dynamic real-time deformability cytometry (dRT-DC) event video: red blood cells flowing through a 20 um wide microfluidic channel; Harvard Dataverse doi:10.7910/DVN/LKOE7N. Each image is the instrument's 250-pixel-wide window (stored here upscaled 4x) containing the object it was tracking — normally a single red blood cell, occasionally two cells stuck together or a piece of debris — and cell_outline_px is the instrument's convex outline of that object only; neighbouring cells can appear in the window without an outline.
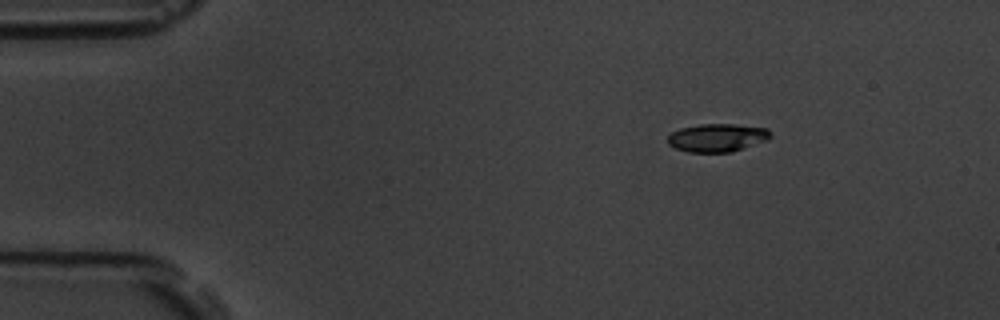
{"species": "common noctule bat (a hibernating species)", "species_latin": "Nyctalus noctula", "temperature_condition": "room temperature", "stored_images_in_passage": 48, "camera_frame_rate_fps": 3000, "um_per_image_px": 0.085, "animal": {"sex": "male", "body_mass_g": 19.5, "forearm_length_mm": 54.6}, "frame": {"image": 1, "passage_image": 1, "time_ms": 0.0, "image_size_px": [1000, 320], "cell_outline_px": [[772, 136], [768, 140], [732, 152], [688, 152], [676, 148], [668, 144], [668, 136], [672, 132], [680, 128], [700, 124], [736, 124], [768, 128], [772, 132]], "centroid_in_image_um": [61.0, 11.7], "position_along_channel_um": 24.0, "area_um2": 16.99}}
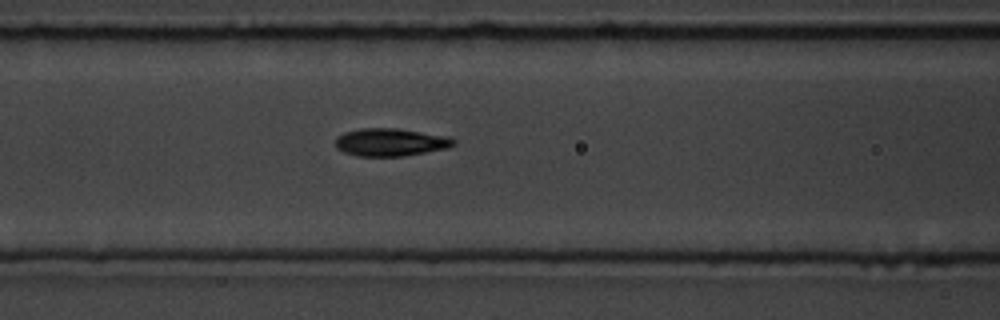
{"frame": {"image": 2, "passage_image": 16, "time_ms": 5.0, "image_size_px": [1000, 320], "cell_outline_px": [[456, 144], [448, 148], [404, 156], [356, 156], [344, 152], [336, 148], [336, 136], [344, 132], [360, 128], [396, 128], [448, 136], [456, 140]], "centroid_in_image_um": [33.19, 12.08], "position_along_channel_um": 133.4, "area_um2": 19.25}}
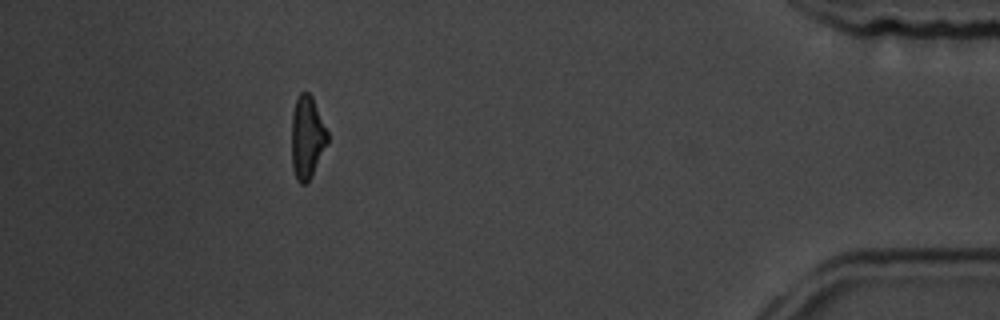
{"frame": {"image": 3, "passage_image": 43, "time_ms": 14.0, "image_size_px": [1000, 320], "cell_outline_px": [[328, 140], [312, 176], [304, 184], [300, 184], [296, 180], [292, 168], [292, 112], [296, 100], [300, 92], [308, 92], [312, 96], [328, 132]], "centroid_in_image_um": [26.09, 11.67], "position_along_channel_um": 409.1, "area_um2": 17.22}, "authors_computed_cell_mechanics": {"area_um2": 18.0914, "velocity_mm_per_s": 3.6816, "shape_relaxation_time_tau1_ms": 3.7119, "shape_relaxation_time_tau2_ms": 1.9202, "deformation_change_tau1": 0.1433, "deformation_change_tau2": 0.066}}